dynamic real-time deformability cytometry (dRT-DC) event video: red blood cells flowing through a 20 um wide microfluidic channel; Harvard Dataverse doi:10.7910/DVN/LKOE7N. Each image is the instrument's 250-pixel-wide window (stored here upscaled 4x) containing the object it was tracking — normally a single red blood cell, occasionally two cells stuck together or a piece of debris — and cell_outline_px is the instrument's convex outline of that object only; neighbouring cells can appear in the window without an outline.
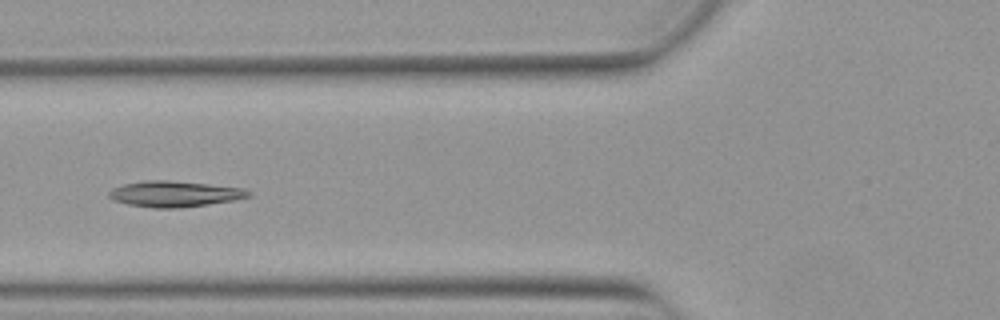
{"species": "Egyptian fruit bat (a non-hibernating species)", "species_latin": "Rousettus aegyptiacus", "temperature_condition": "warm", "stored_images_in_passage": 41, "camera_frame_rate_fps": 3000, "um_per_image_px": 0.085, "animal": {"sex": "female"}, "frame": {"image": 1, "passage_image": 15, "time_ms": 4.667, "image_size_px": [1000, 320], "cell_outline_px": [[252, 196], [236, 200], [180, 208], [152, 208], [128, 204], [112, 200], [108, 196], [108, 192], [112, 188], [124, 184], [144, 180], [168, 180], [244, 188], [252, 192]], "centroid_in_image_um": [14.84, 16.49], "position_along_channel_um": 111.0, "area_um2": 21.15}}
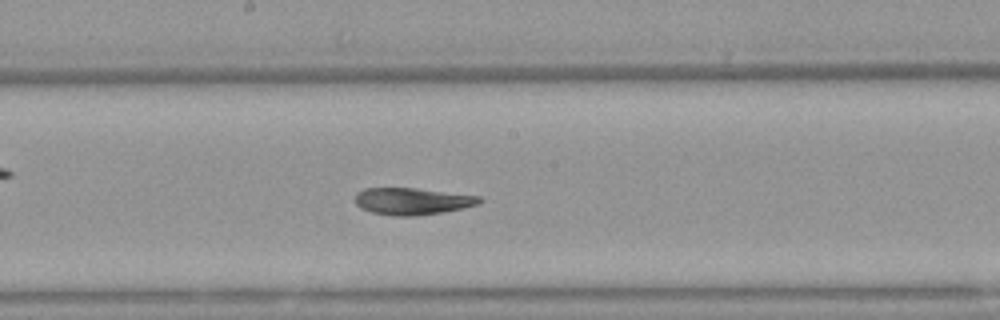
{"frame": {"image": 2, "passage_image": 23, "time_ms": 7.333, "image_size_px": [1000, 320], "cell_outline_px": [[484, 200], [476, 204], [444, 212], [416, 216], [396, 216], [372, 212], [360, 208], [356, 204], [356, 192], [364, 188], [416, 188], [480, 196]], "centroid_in_image_um": [35.02, 17.1], "position_along_channel_um": 213.2, "area_um2": 19.42}}
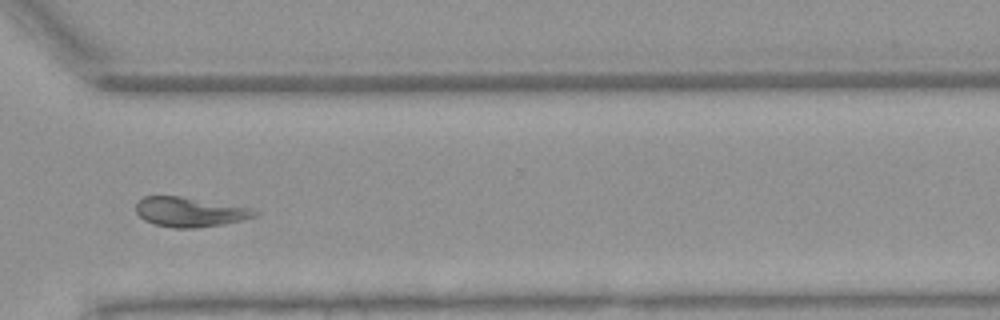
{"frame": {"image": 3, "passage_image": 34, "time_ms": 11.0, "image_size_px": [1000, 320], "cell_outline_px": [[260, 212], [256, 216], [244, 220], [224, 224], [196, 228], [172, 228], [152, 224], [144, 220], [136, 212], [136, 200], [144, 196], [180, 196], [252, 208]], "centroid_in_image_um": [16.12, 18.02], "position_along_channel_um": 354.5, "area_um2": 20.75}, "authors_computed_cell_mechanics": {"area_um2": 20.4034, "velocity_mm_per_s": 3.853, "shape_relaxation_time_tau1_ms": 4.582, "shape_relaxation_time_tau2_ms": 6.1686, "deformation_change_tau1": 0.1476, "deformation_change_tau2": 0.1052}}